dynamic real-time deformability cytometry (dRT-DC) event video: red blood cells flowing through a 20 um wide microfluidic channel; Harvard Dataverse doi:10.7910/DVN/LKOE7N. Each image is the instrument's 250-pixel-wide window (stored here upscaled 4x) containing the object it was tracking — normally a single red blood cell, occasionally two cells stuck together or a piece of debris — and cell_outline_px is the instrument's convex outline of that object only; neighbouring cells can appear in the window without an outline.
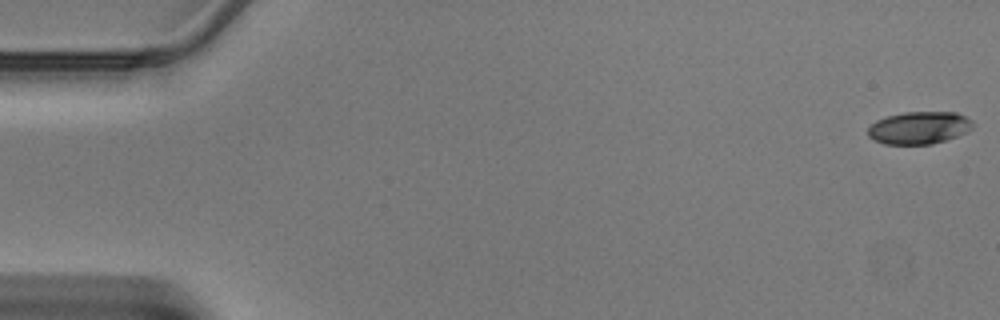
{"species": "Egyptian fruit bat (a non-hibernating species)", "species_latin": "Rousettus aegyptiacus", "temperature_condition": "warm", "stored_images_in_passage": 44, "camera_frame_rate_fps": 3000, "um_per_image_px": 0.085, "animal": {"sex": "male"}, "frame": {"image": 1, "passage_image": 1, "time_ms": 0.0, "image_size_px": [1000, 320], "cell_outline_px": [[972, 128], [968, 132], [932, 144], [884, 144], [868, 136], [868, 128], [876, 120], [888, 116], [904, 112], [956, 112], [972, 120]], "centroid_in_image_um": [78.13, 10.86], "position_along_channel_um": 6.9, "area_um2": 19.71}}
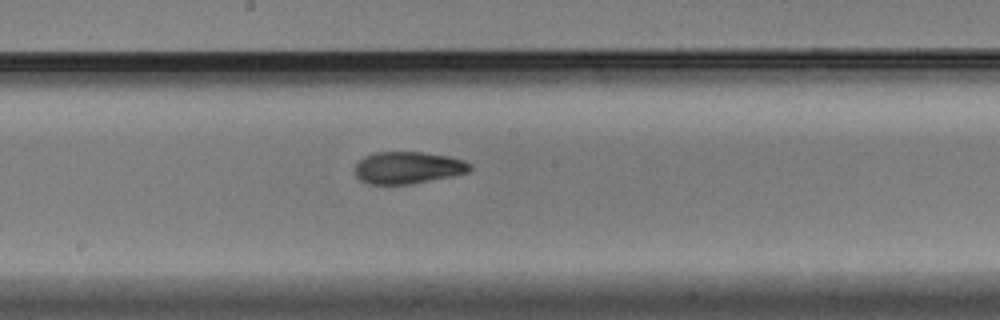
{"frame": {"image": 2, "passage_image": 25, "time_ms": 8.0, "image_size_px": [1000, 320], "cell_outline_px": [[472, 168], [468, 172], [452, 176], [412, 184], [368, 184], [360, 180], [356, 176], [356, 164], [364, 156], [372, 152], [424, 152], [448, 156], [464, 160], [472, 164]], "centroid_in_image_um": [34.68, 14.25], "position_along_channel_um": 213.5, "area_um2": 21.62}}
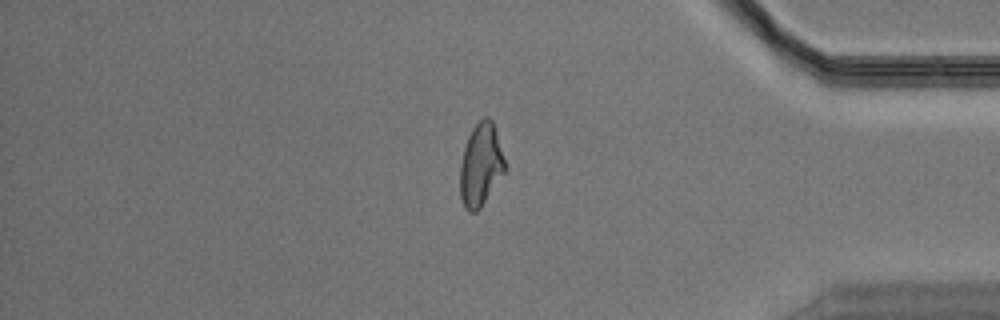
{"frame": {"image": 3, "passage_image": 39, "time_ms": 12.667, "image_size_px": [1000, 320], "cell_outline_px": [[508, 172], [480, 208], [476, 212], [468, 212], [464, 208], [460, 196], [460, 164], [464, 148], [468, 136], [472, 128], [484, 116], [488, 116], [492, 120], [508, 168]], "centroid_in_image_um": [40.9, 14.05], "position_along_channel_um": 394.3, "area_um2": 22.25}}